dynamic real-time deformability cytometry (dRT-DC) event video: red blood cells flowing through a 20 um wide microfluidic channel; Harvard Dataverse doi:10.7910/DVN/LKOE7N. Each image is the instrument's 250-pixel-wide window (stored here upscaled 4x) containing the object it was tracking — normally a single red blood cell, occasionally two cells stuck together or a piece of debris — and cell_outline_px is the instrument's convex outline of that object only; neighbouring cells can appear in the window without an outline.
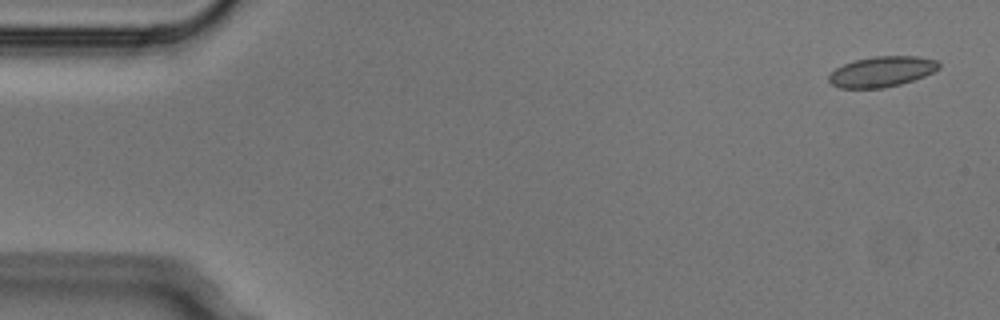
{"species": "Egyptian fruit bat (a non-hibernating species)", "species_latin": "Rousettus aegyptiacus", "temperature_condition": "cold", "stored_images_in_passage": 4, "camera_frame_rate_fps": 3000, "um_per_image_px": 0.085, "animal": {"sex": "male"}, "frame": {"image": 1, "passage_image": 1, "time_ms": 0.0, "image_size_px": [1000, 320], "cell_outline_px": [[940, 68], [924, 76], [900, 84], [884, 88], [840, 88], [832, 84], [828, 80], [828, 76], [836, 68], [844, 64], [856, 60], [872, 56], [916, 56], [936, 60], [940, 64]], "centroid_in_image_um": [74.95, 6.09], "position_along_channel_um": 10.1, "area_um2": 19.42}}
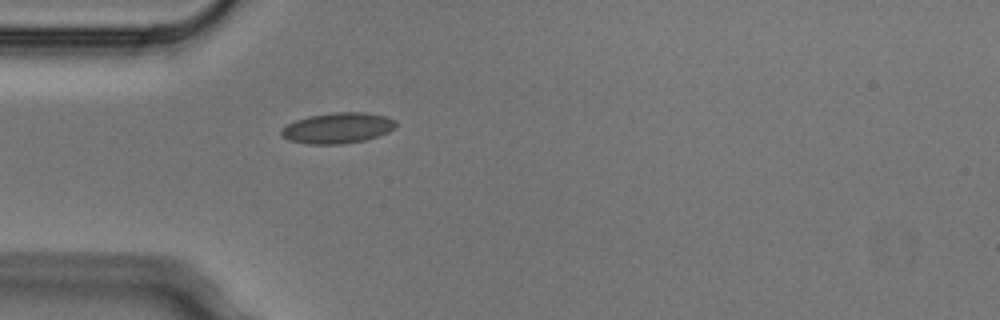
{"frame": {"image": 2, "passage_image": 4, "time_ms": 1.0, "image_size_px": [1000, 320], "cell_outline_px": [[396, 128], [388, 132], [364, 140], [344, 144], [308, 144], [288, 140], [280, 136], [280, 128], [296, 120], [308, 116], [336, 112], [364, 112], [384, 116], [396, 120]], "centroid_in_image_um": [28.67, 10.88], "position_along_channel_um": 56.3, "area_um2": 20.58}}